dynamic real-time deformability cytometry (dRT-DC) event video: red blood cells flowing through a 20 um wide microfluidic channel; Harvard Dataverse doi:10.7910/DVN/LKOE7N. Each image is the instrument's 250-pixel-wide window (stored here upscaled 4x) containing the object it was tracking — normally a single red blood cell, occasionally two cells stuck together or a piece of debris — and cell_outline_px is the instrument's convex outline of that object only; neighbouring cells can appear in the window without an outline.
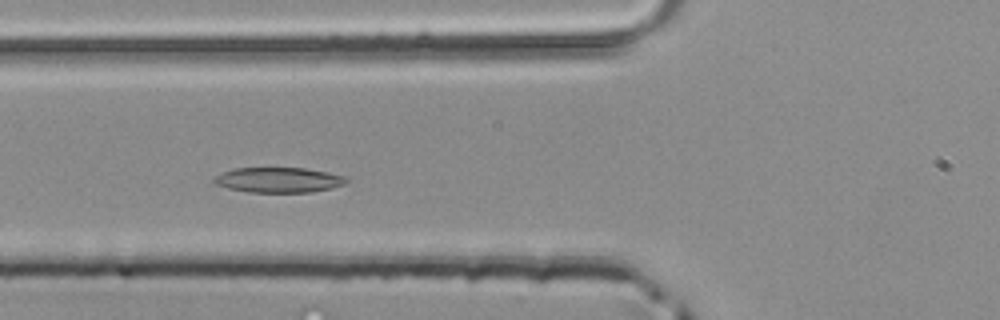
{"species": "common noctule bat (a hibernating species)", "species_latin": "Nyctalus noctula", "temperature_condition": "room temperature", "stored_images_in_passage": 44, "camera_frame_rate_fps": 3000, "um_per_image_px": 0.085, "animal": {"sex": "male", "body_mass_g": 20.4}, "frame": {"image": 1, "passage_image": 14, "time_ms": 4.333, "image_size_px": [1000, 320], "cell_outline_px": [[348, 180], [344, 184], [332, 188], [312, 192], [248, 192], [228, 188], [216, 184], [212, 180], [212, 176], [220, 172], [236, 168], [304, 168], [328, 172], [348, 176]], "centroid_in_image_um": [23.67, 15.29], "position_along_channel_um": 102.1, "area_um2": 19.59}}
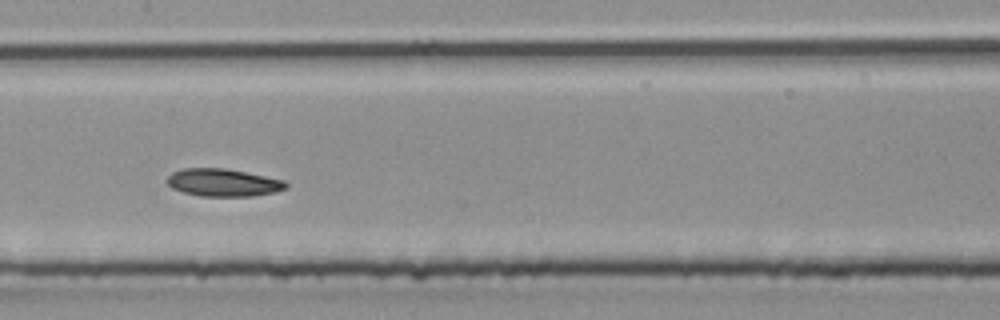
{"frame": {"image": 2, "passage_image": 20, "time_ms": 6.333, "image_size_px": [1000, 320], "cell_outline_px": [[288, 188], [276, 192], [252, 196], [200, 196], [184, 192], [172, 188], [164, 180], [172, 172], [184, 168], [224, 168], [284, 180], [288, 184]], "centroid_in_image_um": [18.96, 15.52], "position_along_channel_um": 188.4, "area_um2": 19.13}}
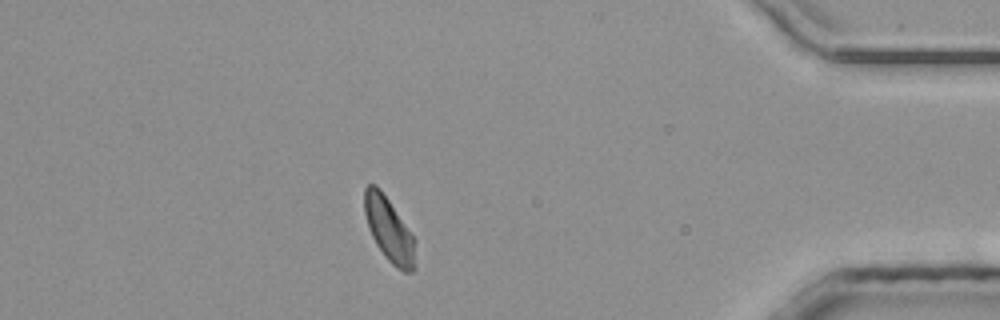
{"frame": {"image": 3, "passage_image": 38, "time_ms": 12.333, "image_size_px": [1000, 320], "cell_outline_px": [[416, 268], [412, 272], [404, 272], [396, 268], [388, 260], [376, 244], [368, 228], [364, 212], [364, 188], [368, 184], [376, 184], [380, 188], [416, 240]], "centroid_in_image_um": [33.09, 19.55], "position_along_channel_um": 402.1, "area_um2": 19.19}}